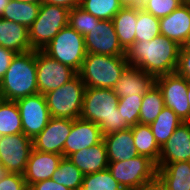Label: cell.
Masks as SVG:
<instances>
[{"instance_id": "cell-1", "label": "cell", "mask_w": 190, "mask_h": 190, "mask_svg": "<svg viewBox=\"0 0 190 190\" xmlns=\"http://www.w3.org/2000/svg\"><path fill=\"white\" fill-rule=\"evenodd\" d=\"M180 47L160 34L151 41L134 42L125 56L129 65L137 66L156 78L176 72Z\"/></svg>"}, {"instance_id": "cell-2", "label": "cell", "mask_w": 190, "mask_h": 190, "mask_svg": "<svg viewBox=\"0 0 190 190\" xmlns=\"http://www.w3.org/2000/svg\"><path fill=\"white\" fill-rule=\"evenodd\" d=\"M119 97L110 88H86L80 118L97 124L103 136L126 130V119L118 112Z\"/></svg>"}, {"instance_id": "cell-3", "label": "cell", "mask_w": 190, "mask_h": 190, "mask_svg": "<svg viewBox=\"0 0 190 190\" xmlns=\"http://www.w3.org/2000/svg\"><path fill=\"white\" fill-rule=\"evenodd\" d=\"M36 50L14 56L0 81V99L17 101L38 93Z\"/></svg>"}, {"instance_id": "cell-4", "label": "cell", "mask_w": 190, "mask_h": 190, "mask_svg": "<svg viewBox=\"0 0 190 190\" xmlns=\"http://www.w3.org/2000/svg\"><path fill=\"white\" fill-rule=\"evenodd\" d=\"M129 65L126 56L87 53L78 72L86 88H110Z\"/></svg>"}, {"instance_id": "cell-5", "label": "cell", "mask_w": 190, "mask_h": 190, "mask_svg": "<svg viewBox=\"0 0 190 190\" xmlns=\"http://www.w3.org/2000/svg\"><path fill=\"white\" fill-rule=\"evenodd\" d=\"M69 9L42 3L38 16L29 27V41L32 50H43L45 46L68 25Z\"/></svg>"}, {"instance_id": "cell-6", "label": "cell", "mask_w": 190, "mask_h": 190, "mask_svg": "<svg viewBox=\"0 0 190 190\" xmlns=\"http://www.w3.org/2000/svg\"><path fill=\"white\" fill-rule=\"evenodd\" d=\"M85 89L84 82L77 74L61 87L44 94L51 117L80 118Z\"/></svg>"}, {"instance_id": "cell-7", "label": "cell", "mask_w": 190, "mask_h": 190, "mask_svg": "<svg viewBox=\"0 0 190 190\" xmlns=\"http://www.w3.org/2000/svg\"><path fill=\"white\" fill-rule=\"evenodd\" d=\"M42 51L77 72L81 70L87 54L84 36L69 25L62 28Z\"/></svg>"}, {"instance_id": "cell-8", "label": "cell", "mask_w": 190, "mask_h": 190, "mask_svg": "<svg viewBox=\"0 0 190 190\" xmlns=\"http://www.w3.org/2000/svg\"><path fill=\"white\" fill-rule=\"evenodd\" d=\"M107 169L121 186L130 190L139 189L158 174L157 164L143 155L127 161L109 162Z\"/></svg>"}, {"instance_id": "cell-9", "label": "cell", "mask_w": 190, "mask_h": 190, "mask_svg": "<svg viewBox=\"0 0 190 190\" xmlns=\"http://www.w3.org/2000/svg\"><path fill=\"white\" fill-rule=\"evenodd\" d=\"M38 93L46 94L56 90L72 80L78 72L48 56L42 50H36Z\"/></svg>"}, {"instance_id": "cell-10", "label": "cell", "mask_w": 190, "mask_h": 190, "mask_svg": "<svg viewBox=\"0 0 190 190\" xmlns=\"http://www.w3.org/2000/svg\"><path fill=\"white\" fill-rule=\"evenodd\" d=\"M32 150V139L23 133L0 136L1 164L7 173L23 175Z\"/></svg>"}, {"instance_id": "cell-11", "label": "cell", "mask_w": 190, "mask_h": 190, "mask_svg": "<svg viewBox=\"0 0 190 190\" xmlns=\"http://www.w3.org/2000/svg\"><path fill=\"white\" fill-rule=\"evenodd\" d=\"M165 106L172 109L182 122H190V106L187 89L188 80L176 72L156 77Z\"/></svg>"}, {"instance_id": "cell-12", "label": "cell", "mask_w": 190, "mask_h": 190, "mask_svg": "<svg viewBox=\"0 0 190 190\" xmlns=\"http://www.w3.org/2000/svg\"><path fill=\"white\" fill-rule=\"evenodd\" d=\"M23 134L32 140L46 127L51 118L45 96L37 93L16 101Z\"/></svg>"}, {"instance_id": "cell-13", "label": "cell", "mask_w": 190, "mask_h": 190, "mask_svg": "<svg viewBox=\"0 0 190 190\" xmlns=\"http://www.w3.org/2000/svg\"><path fill=\"white\" fill-rule=\"evenodd\" d=\"M84 40L87 53L125 56L126 51L120 45L112 20H100L94 24Z\"/></svg>"}, {"instance_id": "cell-14", "label": "cell", "mask_w": 190, "mask_h": 190, "mask_svg": "<svg viewBox=\"0 0 190 190\" xmlns=\"http://www.w3.org/2000/svg\"><path fill=\"white\" fill-rule=\"evenodd\" d=\"M72 123V119L51 117L46 127L32 140L33 149L64 157V144L71 133Z\"/></svg>"}, {"instance_id": "cell-15", "label": "cell", "mask_w": 190, "mask_h": 190, "mask_svg": "<svg viewBox=\"0 0 190 190\" xmlns=\"http://www.w3.org/2000/svg\"><path fill=\"white\" fill-rule=\"evenodd\" d=\"M103 141L100 127L82 118L73 119L71 133L64 144V157L83 149L95 146Z\"/></svg>"}, {"instance_id": "cell-16", "label": "cell", "mask_w": 190, "mask_h": 190, "mask_svg": "<svg viewBox=\"0 0 190 190\" xmlns=\"http://www.w3.org/2000/svg\"><path fill=\"white\" fill-rule=\"evenodd\" d=\"M181 161H190V122H183L161 147L157 168Z\"/></svg>"}, {"instance_id": "cell-17", "label": "cell", "mask_w": 190, "mask_h": 190, "mask_svg": "<svg viewBox=\"0 0 190 190\" xmlns=\"http://www.w3.org/2000/svg\"><path fill=\"white\" fill-rule=\"evenodd\" d=\"M156 78L139 69L137 66L128 65L120 79L112 87V91L119 98L144 95L155 85Z\"/></svg>"}, {"instance_id": "cell-18", "label": "cell", "mask_w": 190, "mask_h": 190, "mask_svg": "<svg viewBox=\"0 0 190 190\" xmlns=\"http://www.w3.org/2000/svg\"><path fill=\"white\" fill-rule=\"evenodd\" d=\"M62 157L63 155L33 149L23 174L27 187L29 188L32 184L51 179Z\"/></svg>"}, {"instance_id": "cell-19", "label": "cell", "mask_w": 190, "mask_h": 190, "mask_svg": "<svg viewBox=\"0 0 190 190\" xmlns=\"http://www.w3.org/2000/svg\"><path fill=\"white\" fill-rule=\"evenodd\" d=\"M159 20L160 34L182 46L190 33V4H181L172 13Z\"/></svg>"}, {"instance_id": "cell-20", "label": "cell", "mask_w": 190, "mask_h": 190, "mask_svg": "<svg viewBox=\"0 0 190 190\" xmlns=\"http://www.w3.org/2000/svg\"><path fill=\"white\" fill-rule=\"evenodd\" d=\"M68 159L84 174L106 170L109 164L104 141L71 154Z\"/></svg>"}, {"instance_id": "cell-21", "label": "cell", "mask_w": 190, "mask_h": 190, "mask_svg": "<svg viewBox=\"0 0 190 190\" xmlns=\"http://www.w3.org/2000/svg\"><path fill=\"white\" fill-rule=\"evenodd\" d=\"M0 46L17 54L32 51L28 28L0 17Z\"/></svg>"}, {"instance_id": "cell-22", "label": "cell", "mask_w": 190, "mask_h": 190, "mask_svg": "<svg viewBox=\"0 0 190 190\" xmlns=\"http://www.w3.org/2000/svg\"><path fill=\"white\" fill-rule=\"evenodd\" d=\"M103 141L106 145L109 162L127 161L139 155L134 147V138L130 127L103 136Z\"/></svg>"}, {"instance_id": "cell-23", "label": "cell", "mask_w": 190, "mask_h": 190, "mask_svg": "<svg viewBox=\"0 0 190 190\" xmlns=\"http://www.w3.org/2000/svg\"><path fill=\"white\" fill-rule=\"evenodd\" d=\"M138 7H123L112 22L121 47L126 51L135 42Z\"/></svg>"}, {"instance_id": "cell-24", "label": "cell", "mask_w": 190, "mask_h": 190, "mask_svg": "<svg viewBox=\"0 0 190 190\" xmlns=\"http://www.w3.org/2000/svg\"><path fill=\"white\" fill-rule=\"evenodd\" d=\"M157 169L168 190H190V161L173 162Z\"/></svg>"}, {"instance_id": "cell-25", "label": "cell", "mask_w": 190, "mask_h": 190, "mask_svg": "<svg viewBox=\"0 0 190 190\" xmlns=\"http://www.w3.org/2000/svg\"><path fill=\"white\" fill-rule=\"evenodd\" d=\"M134 138V147L139 155L146 156L158 164L160 149L149 125L136 124L130 127Z\"/></svg>"}, {"instance_id": "cell-26", "label": "cell", "mask_w": 190, "mask_h": 190, "mask_svg": "<svg viewBox=\"0 0 190 190\" xmlns=\"http://www.w3.org/2000/svg\"><path fill=\"white\" fill-rule=\"evenodd\" d=\"M182 123L177 114L165 106L149 126L158 145L162 147Z\"/></svg>"}, {"instance_id": "cell-27", "label": "cell", "mask_w": 190, "mask_h": 190, "mask_svg": "<svg viewBox=\"0 0 190 190\" xmlns=\"http://www.w3.org/2000/svg\"><path fill=\"white\" fill-rule=\"evenodd\" d=\"M1 18L26 26L28 29L38 16L40 4L10 0Z\"/></svg>"}, {"instance_id": "cell-28", "label": "cell", "mask_w": 190, "mask_h": 190, "mask_svg": "<svg viewBox=\"0 0 190 190\" xmlns=\"http://www.w3.org/2000/svg\"><path fill=\"white\" fill-rule=\"evenodd\" d=\"M19 133H23V129L17 103L0 99V136Z\"/></svg>"}, {"instance_id": "cell-29", "label": "cell", "mask_w": 190, "mask_h": 190, "mask_svg": "<svg viewBox=\"0 0 190 190\" xmlns=\"http://www.w3.org/2000/svg\"><path fill=\"white\" fill-rule=\"evenodd\" d=\"M165 107L162 93L155 84L143 96L139 124H151Z\"/></svg>"}, {"instance_id": "cell-30", "label": "cell", "mask_w": 190, "mask_h": 190, "mask_svg": "<svg viewBox=\"0 0 190 190\" xmlns=\"http://www.w3.org/2000/svg\"><path fill=\"white\" fill-rule=\"evenodd\" d=\"M84 174L66 157H62L51 179L70 190H77L83 182Z\"/></svg>"}, {"instance_id": "cell-31", "label": "cell", "mask_w": 190, "mask_h": 190, "mask_svg": "<svg viewBox=\"0 0 190 190\" xmlns=\"http://www.w3.org/2000/svg\"><path fill=\"white\" fill-rule=\"evenodd\" d=\"M160 35V20L138 7L135 42L151 41Z\"/></svg>"}, {"instance_id": "cell-32", "label": "cell", "mask_w": 190, "mask_h": 190, "mask_svg": "<svg viewBox=\"0 0 190 190\" xmlns=\"http://www.w3.org/2000/svg\"><path fill=\"white\" fill-rule=\"evenodd\" d=\"M80 7L100 20H112L123 8L119 0H81Z\"/></svg>"}, {"instance_id": "cell-33", "label": "cell", "mask_w": 190, "mask_h": 190, "mask_svg": "<svg viewBox=\"0 0 190 190\" xmlns=\"http://www.w3.org/2000/svg\"><path fill=\"white\" fill-rule=\"evenodd\" d=\"M82 186L87 190H130L121 186L108 169L84 175Z\"/></svg>"}, {"instance_id": "cell-34", "label": "cell", "mask_w": 190, "mask_h": 190, "mask_svg": "<svg viewBox=\"0 0 190 190\" xmlns=\"http://www.w3.org/2000/svg\"><path fill=\"white\" fill-rule=\"evenodd\" d=\"M144 95H132L119 98L118 112L126 119V124L131 127L139 123L140 109Z\"/></svg>"}, {"instance_id": "cell-35", "label": "cell", "mask_w": 190, "mask_h": 190, "mask_svg": "<svg viewBox=\"0 0 190 190\" xmlns=\"http://www.w3.org/2000/svg\"><path fill=\"white\" fill-rule=\"evenodd\" d=\"M99 21L100 19L88 13L80 6L69 10L68 25L84 37L90 33V29L94 24H98Z\"/></svg>"}, {"instance_id": "cell-36", "label": "cell", "mask_w": 190, "mask_h": 190, "mask_svg": "<svg viewBox=\"0 0 190 190\" xmlns=\"http://www.w3.org/2000/svg\"><path fill=\"white\" fill-rule=\"evenodd\" d=\"M181 4V0H144L141 8L160 19L172 13Z\"/></svg>"}, {"instance_id": "cell-37", "label": "cell", "mask_w": 190, "mask_h": 190, "mask_svg": "<svg viewBox=\"0 0 190 190\" xmlns=\"http://www.w3.org/2000/svg\"><path fill=\"white\" fill-rule=\"evenodd\" d=\"M0 190H28L23 175L7 173L0 181Z\"/></svg>"}, {"instance_id": "cell-38", "label": "cell", "mask_w": 190, "mask_h": 190, "mask_svg": "<svg viewBox=\"0 0 190 190\" xmlns=\"http://www.w3.org/2000/svg\"><path fill=\"white\" fill-rule=\"evenodd\" d=\"M176 73L190 80V50H180Z\"/></svg>"}, {"instance_id": "cell-39", "label": "cell", "mask_w": 190, "mask_h": 190, "mask_svg": "<svg viewBox=\"0 0 190 190\" xmlns=\"http://www.w3.org/2000/svg\"><path fill=\"white\" fill-rule=\"evenodd\" d=\"M16 54L17 53L0 46V81L3 79Z\"/></svg>"}, {"instance_id": "cell-40", "label": "cell", "mask_w": 190, "mask_h": 190, "mask_svg": "<svg viewBox=\"0 0 190 190\" xmlns=\"http://www.w3.org/2000/svg\"><path fill=\"white\" fill-rule=\"evenodd\" d=\"M28 190H70V189L64 185L57 184L52 179H47V180L32 184L28 188Z\"/></svg>"}, {"instance_id": "cell-41", "label": "cell", "mask_w": 190, "mask_h": 190, "mask_svg": "<svg viewBox=\"0 0 190 190\" xmlns=\"http://www.w3.org/2000/svg\"><path fill=\"white\" fill-rule=\"evenodd\" d=\"M137 190H168V187L157 175L154 179L147 181L142 187Z\"/></svg>"}, {"instance_id": "cell-42", "label": "cell", "mask_w": 190, "mask_h": 190, "mask_svg": "<svg viewBox=\"0 0 190 190\" xmlns=\"http://www.w3.org/2000/svg\"><path fill=\"white\" fill-rule=\"evenodd\" d=\"M43 3L62 6L70 10L80 6L81 0H43Z\"/></svg>"}, {"instance_id": "cell-43", "label": "cell", "mask_w": 190, "mask_h": 190, "mask_svg": "<svg viewBox=\"0 0 190 190\" xmlns=\"http://www.w3.org/2000/svg\"><path fill=\"white\" fill-rule=\"evenodd\" d=\"M123 7H141L144 0H119Z\"/></svg>"}, {"instance_id": "cell-44", "label": "cell", "mask_w": 190, "mask_h": 190, "mask_svg": "<svg viewBox=\"0 0 190 190\" xmlns=\"http://www.w3.org/2000/svg\"><path fill=\"white\" fill-rule=\"evenodd\" d=\"M180 50H190V33L188 34L185 42L180 47Z\"/></svg>"}, {"instance_id": "cell-45", "label": "cell", "mask_w": 190, "mask_h": 190, "mask_svg": "<svg viewBox=\"0 0 190 190\" xmlns=\"http://www.w3.org/2000/svg\"><path fill=\"white\" fill-rule=\"evenodd\" d=\"M9 2L10 0H0V17L3 15V12L7 8L6 6L8 5Z\"/></svg>"}, {"instance_id": "cell-46", "label": "cell", "mask_w": 190, "mask_h": 190, "mask_svg": "<svg viewBox=\"0 0 190 190\" xmlns=\"http://www.w3.org/2000/svg\"><path fill=\"white\" fill-rule=\"evenodd\" d=\"M17 1L27 2V3H35V4H40V5L43 3V0H17Z\"/></svg>"}, {"instance_id": "cell-47", "label": "cell", "mask_w": 190, "mask_h": 190, "mask_svg": "<svg viewBox=\"0 0 190 190\" xmlns=\"http://www.w3.org/2000/svg\"><path fill=\"white\" fill-rule=\"evenodd\" d=\"M7 171L5 170V168L3 166H0V181L2 180V178L4 176H6Z\"/></svg>"}, {"instance_id": "cell-48", "label": "cell", "mask_w": 190, "mask_h": 190, "mask_svg": "<svg viewBox=\"0 0 190 190\" xmlns=\"http://www.w3.org/2000/svg\"><path fill=\"white\" fill-rule=\"evenodd\" d=\"M188 102L190 106V80H188V89H187Z\"/></svg>"}, {"instance_id": "cell-49", "label": "cell", "mask_w": 190, "mask_h": 190, "mask_svg": "<svg viewBox=\"0 0 190 190\" xmlns=\"http://www.w3.org/2000/svg\"><path fill=\"white\" fill-rule=\"evenodd\" d=\"M182 3L190 4V0H181Z\"/></svg>"}, {"instance_id": "cell-50", "label": "cell", "mask_w": 190, "mask_h": 190, "mask_svg": "<svg viewBox=\"0 0 190 190\" xmlns=\"http://www.w3.org/2000/svg\"><path fill=\"white\" fill-rule=\"evenodd\" d=\"M77 190H87V189L81 185Z\"/></svg>"}]
</instances>
